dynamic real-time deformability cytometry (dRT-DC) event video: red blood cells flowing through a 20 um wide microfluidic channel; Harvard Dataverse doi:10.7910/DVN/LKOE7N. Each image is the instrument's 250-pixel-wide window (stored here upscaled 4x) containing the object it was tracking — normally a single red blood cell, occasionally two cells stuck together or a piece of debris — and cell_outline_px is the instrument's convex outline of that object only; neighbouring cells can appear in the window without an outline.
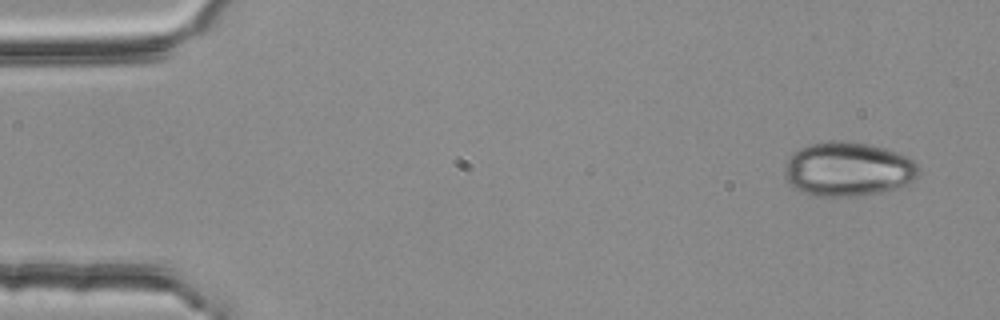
{"species": "common noctule bat (a hibernating species)", "species_latin": "Nyctalus noctula", "temperature_condition": "room temperature", "stored_images_in_passage": 52, "camera_frame_rate_fps": 3000, "um_per_image_px": 0.085, "animal": {"sex": "female", "body_mass_g": 25.1}, "frame": {"image": 1, "passage_image": 1, "time_ms": 0.0, "image_size_px": [1000, 320], "cell_outline_px": [[920, 172], [912, 180], [896, 188], [856, 196], [816, 196], [804, 192], [788, 184], [784, 176], [784, 164], [788, 156], [800, 148], [812, 144], [828, 140], [840, 140], [864, 144], [884, 148], [908, 156], [920, 168]], "centroid_in_image_um": [72.03, 14.37], "position_along_channel_um": 13.0, "area_um2": 42.19}}
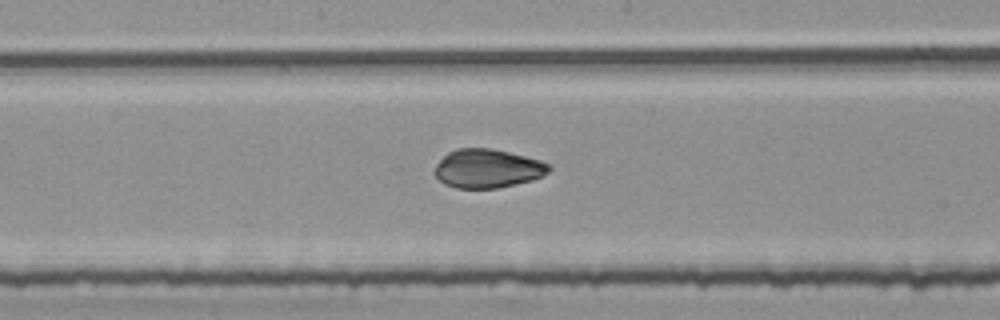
{"frame": {"image": 2, "passage_image": 26, "time_ms": 8.333, "image_size_px": [1000, 320], "cell_outline_px": [[552, 168], [548, 172], [532, 180], [496, 188], [456, 188], [444, 184], [432, 172], [436, 164], [448, 152], [456, 148], [492, 148], [540, 160], [548, 164]], "centroid_in_image_um": [41.4, 14.32], "position_along_channel_um": 206.8, "area_um2": 25.72}}
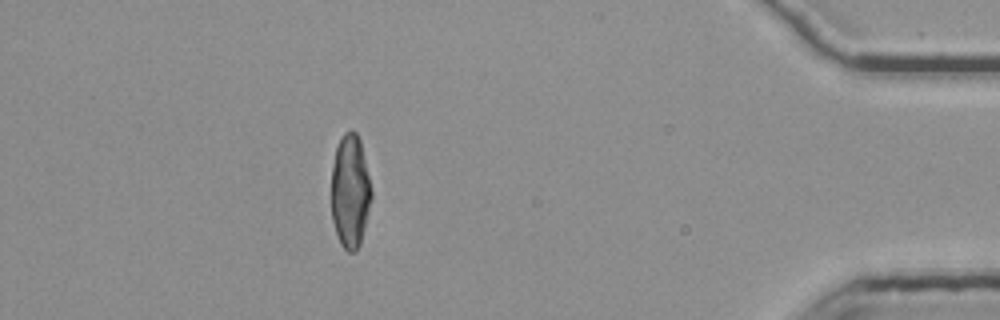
{"frame": {"image": 3, "passage_image": 46, "time_ms": 15.0, "image_size_px": [1000, 320], "cell_outline_px": [[372, 196], [360, 244], [356, 252], [348, 252], [340, 244], [332, 220], [332, 168], [336, 148], [340, 136], [344, 132], [352, 128], [356, 132], [360, 140], [372, 192]], "centroid_in_image_um": [29.76, 16.25], "position_along_channel_um": 405.4, "area_um2": 26.41}, "authors_computed_cell_mechanics": {"area_um2": 26.9926, "velocity_mm_per_s": 3.7804, "shape_relaxation_time_tau1_ms": 6.7815, "shape_relaxation_time_tau2_ms": 0.757, "deformation_change_tau1": 0.1841, "deformation_change_tau2": 0.0367}}